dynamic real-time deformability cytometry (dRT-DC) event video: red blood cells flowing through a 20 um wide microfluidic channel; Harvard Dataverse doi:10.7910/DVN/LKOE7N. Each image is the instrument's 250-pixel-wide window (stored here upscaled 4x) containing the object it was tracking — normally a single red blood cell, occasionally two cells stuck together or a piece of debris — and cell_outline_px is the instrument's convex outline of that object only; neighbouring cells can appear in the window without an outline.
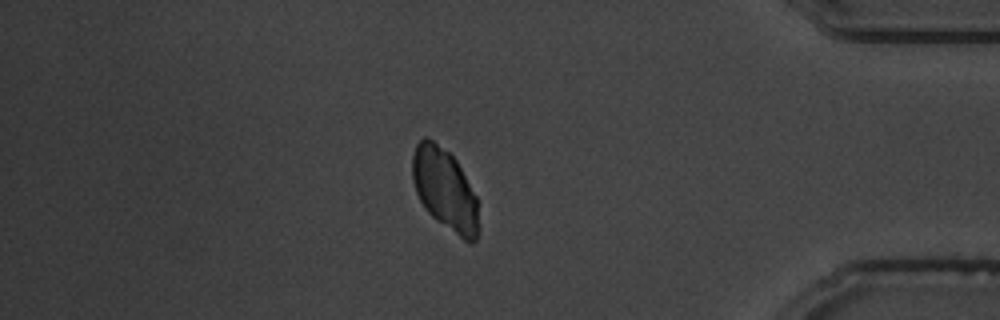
{"species": "common noctule bat (a hibernating species)", "species_latin": "Nyctalus noctula", "temperature_condition": "warm", "stored_images_in_passage": 42, "camera_frame_rate_fps": 3000, "um_per_image_px": 0.085, "animal": {"sex": "male", "body_mass_g": 19.5, "forearm_length_mm": 54.6}, "frame": {"image": 1, "passage_image": 34, "time_ms": 11.0, "image_size_px": [1000, 320], "cell_outline_px": [[476, 240], [472, 244], [468, 244], [436, 220], [424, 208], [416, 192], [412, 180], [412, 156], [416, 144], [424, 136], [428, 136], [448, 152], [456, 160], [476, 196]], "centroid_in_image_um": [37.77, 16.08], "position_along_channel_um": 397.4, "area_um2": 31.27}}
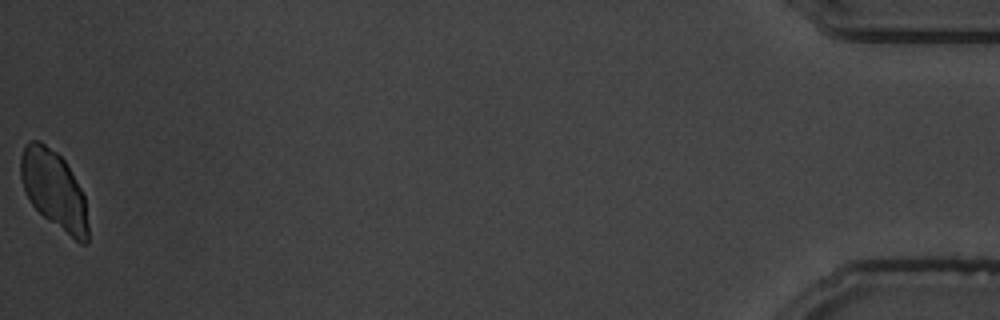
{"frame": {"image": 2, "passage_image": 42, "time_ms": 13.667, "image_size_px": [1000, 320], "cell_outline_px": [[88, 240], [84, 244], [80, 244], [48, 220], [32, 204], [24, 192], [20, 176], [20, 156], [28, 140], [40, 140], [56, 152], [64, 160], [80, 188], [84, 196], [88, 224]], "centroid_in_image_um": [4.57, 16.13], "position_along_channel_um": 430.6, "area_um2": 30.63}}